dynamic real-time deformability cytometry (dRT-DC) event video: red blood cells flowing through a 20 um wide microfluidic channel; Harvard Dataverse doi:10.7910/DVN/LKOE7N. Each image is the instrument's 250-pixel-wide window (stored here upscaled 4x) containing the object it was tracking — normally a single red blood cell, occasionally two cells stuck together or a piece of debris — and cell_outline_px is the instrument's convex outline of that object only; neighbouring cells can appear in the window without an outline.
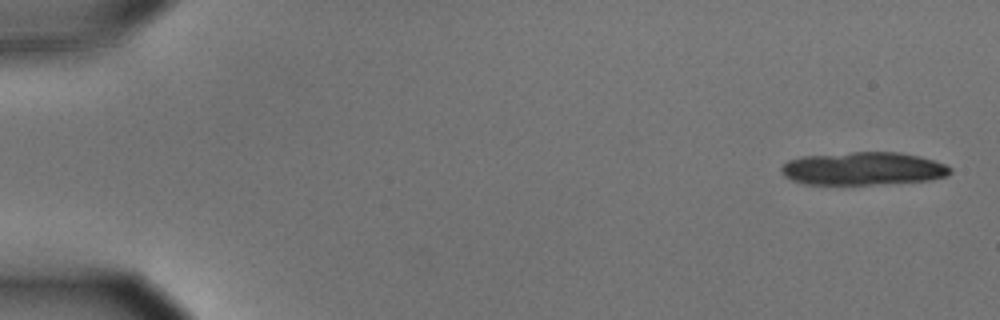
{"species": "common noctule bat (a hibernating species)", "species_latin": "Nyctalus noctula", "temperature_condition": "cold", "stored_images_in_passage": 16, "camera_frame_rate_fps": 3000, "um_per_image_px": 0.085, "animal": {"sex": "male", "body_mass_g": 15.6}, "frame": {"image": 1, "passage_image": 1, "time_ms": 0.0, "image_size_px": [1000, 320], "cell_outline_px": [[952, 172], [948, 176], [928, 180], [872, 184], [804, 184], [792, 180], [784, 176], [780, 172], [780, 168], [788, 160], [804, 156], [852, 152], [900, 152], [920, 156], [944, 164], [952, 168]], "centroid_in_image_um": [73.36, 14.33], "position_along_channel_um": 11.6, "area_um2": 32.43}}